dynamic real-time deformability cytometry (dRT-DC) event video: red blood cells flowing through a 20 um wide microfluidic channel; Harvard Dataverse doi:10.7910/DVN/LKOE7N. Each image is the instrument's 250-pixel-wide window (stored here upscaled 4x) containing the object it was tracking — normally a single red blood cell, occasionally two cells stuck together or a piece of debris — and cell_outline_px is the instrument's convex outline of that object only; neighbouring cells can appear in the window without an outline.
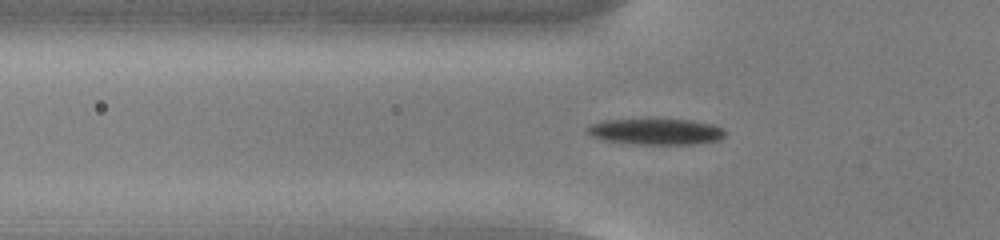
{"species": "common noctule bat (a hibernating species)", "species_latin": "Nyctalus noctula", "temperature_condition": "cold", "stored_images_in_passage": 55, "camera_frame_rate_fps": 3000, "um_per_image_px": 0.085, "animal": {"sex": "male", "body_mass_g": 13.0, "forearm_length_mm": 53.1}, "frame": {"image": 1, "passage_image": 19, "time_ms": 6.0, "image_size_px": [1000, 240], "cell_outline_px": [[728, 132], [720, 140], [696, 144], [632, 144], [604, 140], [588, 136], [584, 132], [584, 128], [588, 124], [604, 120], [692, 120], [712, 124], [724, 128]], "centroid_in_image_um": [55.71, 11.2], "position_along_channel_um": 70.1, "area_um2": 21.27}}
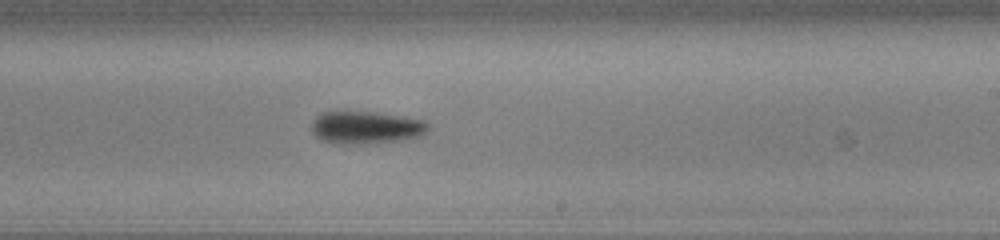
{"frame": {"image": 2, "passage_image": 34, "time_ms": 11.0, "image_size_px": [1000, 240], "cell_outline_px": [[428, 128], [420, 136], [400, 140], [364, 144], [340, 144], [320, 140], [312, 132], [312, 124], [316, 116], [324, 112], [376, 112], [424, 120], [428, 124]], "centroid_in_image_um": [31.08, 10.84], "position_along_channel_um": 257.9, "area_um2": 21.96}}
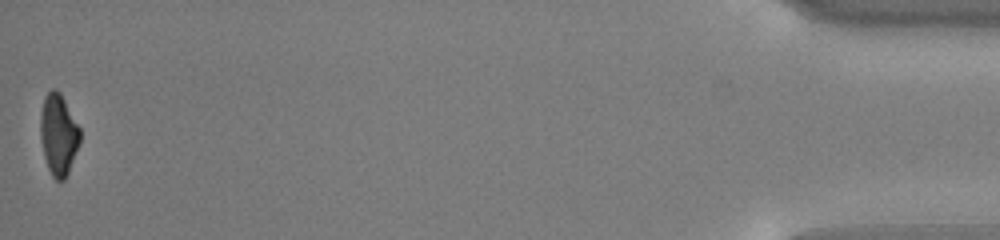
{"frame": {"image": 3, "passage_image": 55, "time_ms": 18.0, "image_size_px": [1000, 240], "cell_outline_px": [[80, 140], [68, 172], [64, 180], [56, 180], [52, 176], [48, 168], [44, 156], [40, 136], [40, 116], [44, 96], [52, 88], [56, 88], [60, 92], [80, 128]], "centroid_in_image_um": [4.95, 11.41], "position_along_channel_um": 430.2, "area_um2": 18.61}, "authors_computed_cell_mechanics": {"area_um2": 20.3456, "velocity_mm_per_s": 3.7789, "shape_relaxation_time_tau1_ms": 1.896, "shape_relaxation_time_tau2_ms": null, "deformation_change_tau1": 0.1221, "deformation_change_tau2": null}}